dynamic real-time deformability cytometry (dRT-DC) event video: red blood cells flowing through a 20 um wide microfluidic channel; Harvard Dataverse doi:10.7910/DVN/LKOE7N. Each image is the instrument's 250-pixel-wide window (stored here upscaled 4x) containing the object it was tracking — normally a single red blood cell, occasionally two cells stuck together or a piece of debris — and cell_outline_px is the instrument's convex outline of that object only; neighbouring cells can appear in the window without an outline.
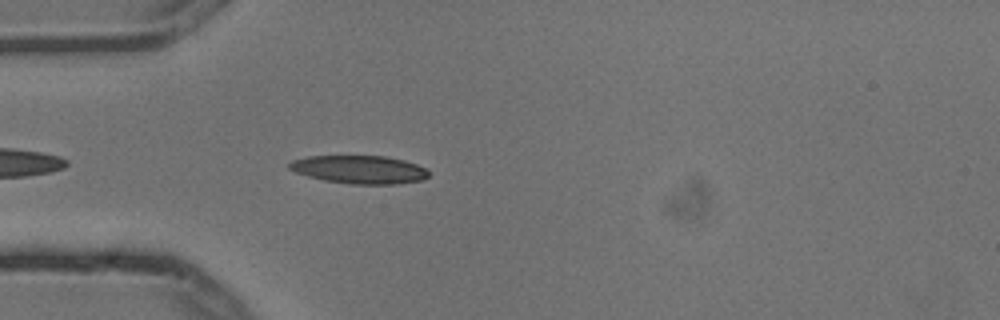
{"species": "common noctule bat (a hibernating species)", "species_latin": "Nyctalus noctula", "temperature_condition": "cold", "stored_images_in_passage": 4, "camera_frame_rate_fps": 3000, "um_per_image_px": 0.085, "animal": {"sex": "male", "body_mass_g": 13.3}, "frame": {"image": 1, "passage_image": 4, "time_ms": 1.0, "image_size_px": [1000, 320], "cell_outline_px": [[428, 176], [420, 180], [396, 184], [348, 184], [324, 180], [308, 176], [296, 172], [288, 168], [288, 164], [292, 160], [308, 156], [384, 156], [404, 160], [416, 164], [424, 168], [428, 172]], "centroid_in_image_um": [30.52, 14.41], "position_along_channel_um": 54.5, "area_um2": 22.72}}